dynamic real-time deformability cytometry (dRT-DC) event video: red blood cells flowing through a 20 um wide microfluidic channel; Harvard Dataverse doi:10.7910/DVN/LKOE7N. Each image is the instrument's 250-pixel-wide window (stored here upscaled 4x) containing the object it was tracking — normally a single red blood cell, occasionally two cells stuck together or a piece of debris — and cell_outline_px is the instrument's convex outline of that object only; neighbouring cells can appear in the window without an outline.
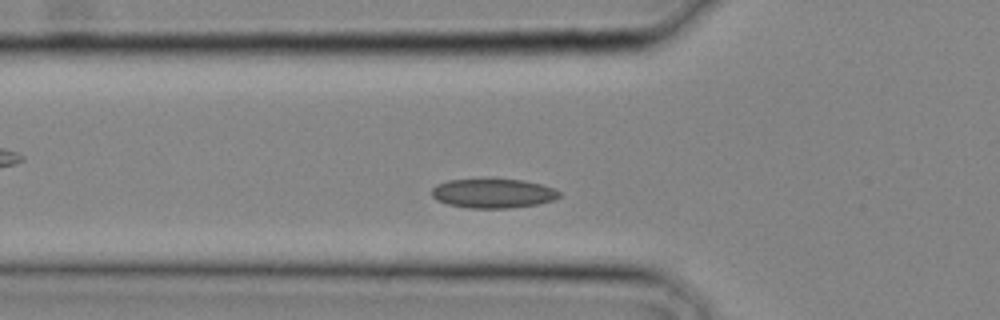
{"species": "common noctule bat (a hibernating species)", "species_latin": "Nyctalus noctula", "temperature_condition": "cold", "stored_images_in_passage": 12, "camera_frame_rate_fps": 3000, "um_per_image_px": 0.085, "animal": {"sex": "male", "body_mass_g": 20.4}, "frame": {"image": 1, "passage_image": 4, "time_ms": 1.0, "image_size_px": [1000, 320], "cell_outline_px": [[560, 196], [552, 200], [536, 204], [508, 208], [468, 208], [448, 204], [436, 200], [432, 196], [432, 188], [436, 184], [448, 180], [524, 180], [556, 188], [560, 192]], "centroid_in_image_um": [41.9, 16.44], "position_along_channel_um": 83.9, "area_um2": 21.56}}
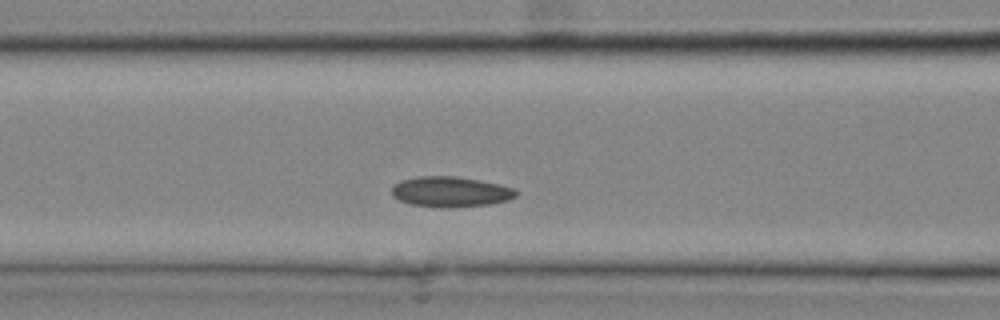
{"frame": {"image": 2, "passage_image": 6, "time_ms": 1.667, "image_size_px": [1000, 320], "cell_outline_px": [[520, 192], [516, 196], [508, 200], [492, 204], [452, 208], [440, 208], [412, 204], [400, 200], [392, 196], [392, 184], [400, 180], [416, 176], [456, 176], [480, 180], [512, 188]], "centroid_in_image_um": [38.27, 16.3], "position_along_channel_um": 128.3, "area_um2": 22.25}}
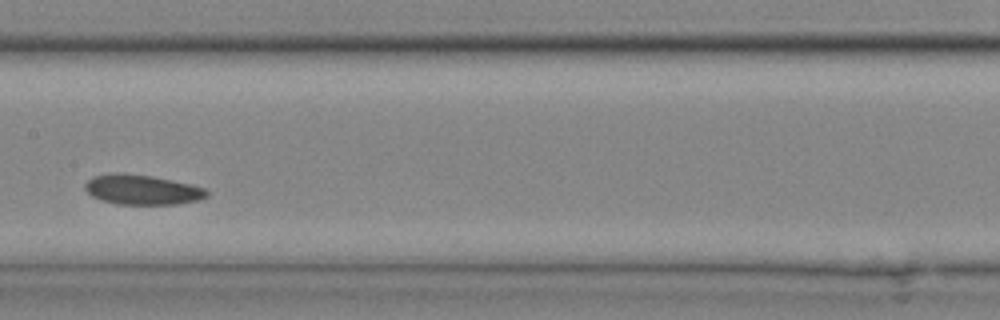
{"frame": {"image": 3, "passage_image": 9, "time_ms": 2.667, "image_size_px": [1000, 320], "cell_outline_px": [[208, 196], [200, 200], [176, 204], [116, 204], [100, 200], [92, 196], [84, 188], [84, 184], [88, 180], [96, 176], [116, 172], [120, 172], [152, 176], [172, 180], [204, 188], [208, 192]], "centroid_in_image_um": [12.07, 16.13], "position_along_channel_um": 195.3, "area_um2": 21.15}}